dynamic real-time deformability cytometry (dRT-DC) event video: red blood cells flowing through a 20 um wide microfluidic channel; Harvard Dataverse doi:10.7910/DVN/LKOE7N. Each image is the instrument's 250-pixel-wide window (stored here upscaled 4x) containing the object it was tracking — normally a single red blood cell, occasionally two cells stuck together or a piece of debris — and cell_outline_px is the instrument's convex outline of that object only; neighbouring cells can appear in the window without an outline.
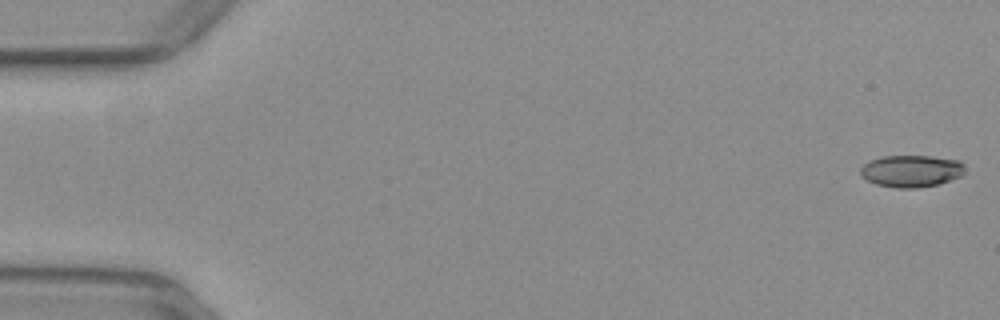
{"species": "common noctule bat (a hibernating species)", "species_latin": "Nyctalus noctula", "temperature_condition": "warm", "stored_images_in_passage": 50, "camera_frame_rate_fps": 3000, "um_per_image_px": 0.085, "animal": {"sex": "female", "body_mass_g": 29.2, "forearm_length_mm": 56.3}, "frame": {"image": 1, "passage_image": 1, "time_ms": 0.0, "image_size_px": [1000, 320], "cell_outline_px": [[964, 172], [960, 176], [936, 184], [916, 188], [896, 188], [876, 184], [860, 176], [860, 168], [864, 164], [872, 160], [884, 156], [932, 156], [960, 160], [964, 164]], "centroid_in_image_um": [77.45, 14.53], "position_along_channel_um": 7.5, "area_um2": 19.36}}
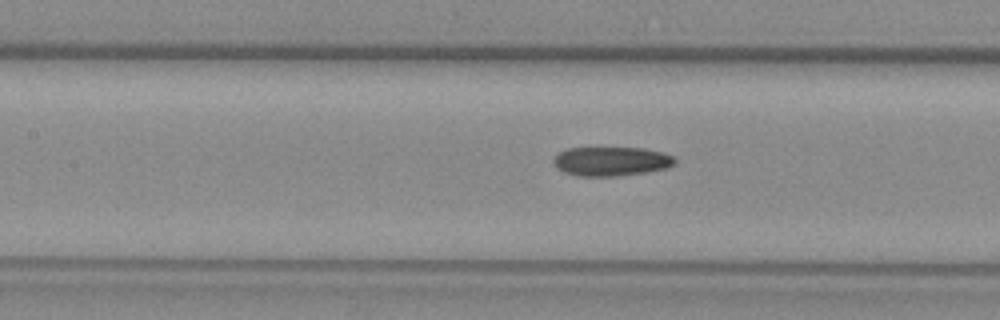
{"frame": {"image": 2, "passage_image": 24, "time_ms": 7.667, "image_size_px": [1000, 320], "cell_outline_px": [[676, 164], [668, 168], [644, 172], [616, 176], [580, 176], [564, 172], [556, 168], [552, 160], [560, 152], [568, 148], [644, 148], [660, 152], [672, 156], [676, 160]], "centroid_in_image_um": [51.95, 13.71], "position_along_channel_um": 155.5, "area_um2": 20.52}}
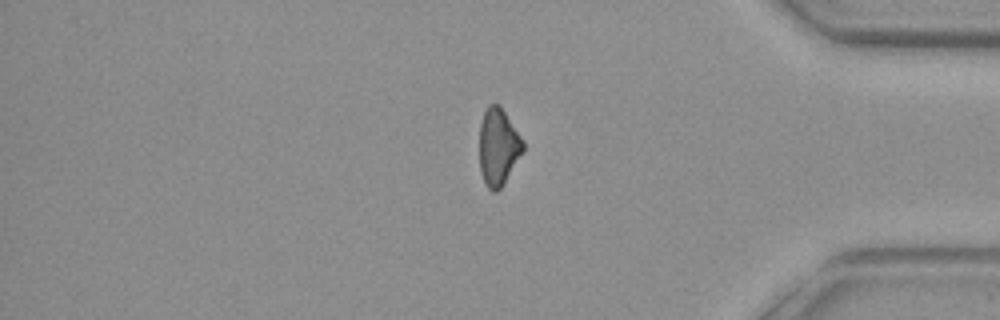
{"frame": {"image": 3, "passage_image": 44, "time_ms": 14.333, "image_size_px": [1000, 320], "cell_outline_px": [[524, 152], [500, 188], [496, 192], [492, 192], [484, 184], [480, 172], [480, 124], [484, 112], [488, 104], [500, 104], [524, 140]], "centroid_in_image_um": [42.36, 12.48], "position_along_channel_um": 392.8, "area_um2": 19.83}, "authors_computed_cell_mechanics": {"area_um2": 20.4612, "velocity_mm_per_s": 3.9671, "shape_relaxation_time_tau1_ms": null, "shape_relaxation_time_tau2_ms": 6.1857, "deformation_change_tau1": null, "deformation_change_tau2": 0.1493}}